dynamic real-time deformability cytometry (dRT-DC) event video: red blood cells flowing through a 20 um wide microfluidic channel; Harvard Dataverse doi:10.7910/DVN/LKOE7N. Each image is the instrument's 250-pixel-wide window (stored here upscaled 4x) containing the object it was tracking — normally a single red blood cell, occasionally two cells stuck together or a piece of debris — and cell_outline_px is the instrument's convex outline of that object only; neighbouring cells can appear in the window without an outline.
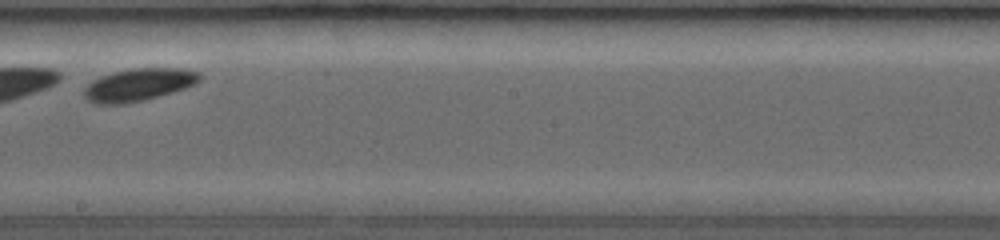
{"species": "common noctule bat (a hibernating species)", "species_latin": "Nyctalus noctula", "temperature_condition": "room temperature", "stored_images_in_passage": 19, "camera_frame_rate_fps": 3000, "um_per_image_px": 0.085, "animal": {"sex": "female", "body_mass_g": 19.0, "forearm_length_mm": 53.3}, "frame": {"image": 1, "passage_image": 11, "time_ms": 5.0, "image_size_px": [1000, 240], "cell_outline_px": [[200, 80], [196, 84], [172, 92], [144, 100], [124, 104], [96, 104], [88, 100], [84, 96], [84, 88], [92, 80], [100, 76], [112, 72], [132, 68], [180, 68], [200, 72]], "centroid_in_image_um": [11.76, 7.2], "position_along_channel_um": 236.4, "area_um2": 21.96}}
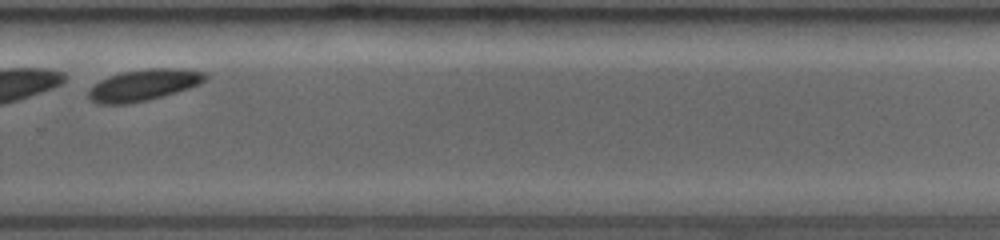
{"frame": {"image": 2, "passage_image": 14, "time_ms": 7.0, "image_size_px": [1000, 240], "cell_outline_px": [[208, 76], [200, 84], [176, 92], [148, 100], [128, 104], [96, 104], [88, 96], [88, 92], [100, 80], [108, 76], [120, 72], [148, 68], [180, 68], [204, 72]], "centroid_in_image_um": [12.21, 7.22], "position_along_channel_um": 317.6, "area_um2": 21.33}, "authors_computed_cell_mechanics": {"area_um2": 21.2704, "velocity_mm_per_s": 4.0322, "shape_relaxation_time_tau1_ms": 0.412, "shape_relaxation_time_tau2_ms": 9.1368, "deformation_change_tau1": 0.1988, "deformation_change_tau2": 0.0689}}